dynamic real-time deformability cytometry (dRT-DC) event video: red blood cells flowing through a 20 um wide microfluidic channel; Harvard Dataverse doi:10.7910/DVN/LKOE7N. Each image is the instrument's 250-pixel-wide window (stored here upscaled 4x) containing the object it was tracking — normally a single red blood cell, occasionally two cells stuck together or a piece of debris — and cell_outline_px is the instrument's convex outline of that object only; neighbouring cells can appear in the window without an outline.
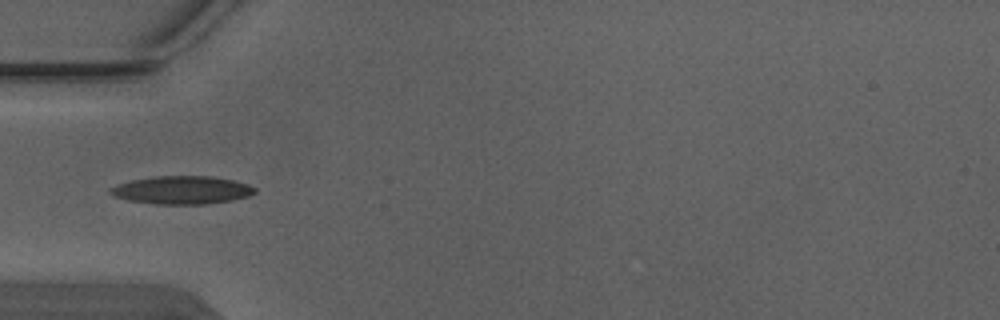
{"species": "Egyptian fruit bat (a non-hibernating species)", "species_latin": "Rousettus aegyptiacus", "temperature_condition": "warm", "stored_images_in_passage": 2, "camera_frame_rate_fps": 3000, "um_per_image_px": 0.085, "animal": {"sex": "male"}, "frame": {"image": 1, "passage_image": 2, "time_ms": 0.333, "image_size_px": [1000, 320], "cell_outline_px": [[256, 192], [248, 196], [232, 200], [208, 204], [156, 204], [128, 200], [112, 196], [108, 192], [108, 188], [116, 184], [132, 180], [152, 176], [212, 176], [232, 180], [248, 184], [256, 188]], "centroid_in_image_um": [15.42, 16.15], "position_along_channel_um": 69.6, "area_um2": 23.81}}